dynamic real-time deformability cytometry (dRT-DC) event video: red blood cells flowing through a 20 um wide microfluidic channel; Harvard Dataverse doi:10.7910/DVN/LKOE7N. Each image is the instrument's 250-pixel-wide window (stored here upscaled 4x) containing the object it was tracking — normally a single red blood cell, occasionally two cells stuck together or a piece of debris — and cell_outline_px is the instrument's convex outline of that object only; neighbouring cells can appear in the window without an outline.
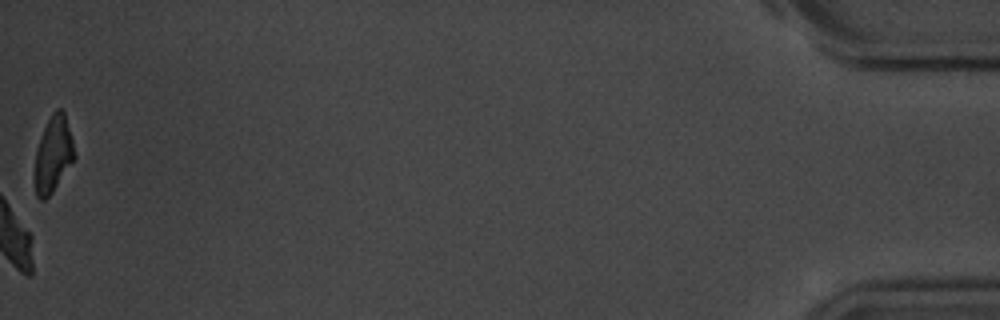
{"species": "common noctule bat (a hibernating species)", "species_latin": "Nyctalus noctula", "temperature_condition": "room temperature", "stored_images_in_passage": 55, "camera_frame_rate_fps": 3000, "um_per_image_px": 0.085, "animal": {"sex": "male", "body_mass_g": 20.1, "forearm_length_mm": 53.5}, "frame": {"image": 1, "passage_image": 55, "time_ms": 18.0, "image_size_px": [1000, 320], "cell_outline_px": [[76, 156], [52, 192], [44, 200], [40, 200], [36, 196], [32, 176], [36, 152], [40, 136], [52, 112], [56, 108], [60, 108], [64, 112], [72, 140]], "centroid_in_image_um": [4.47, 13.15], "position_along_channel_um": 430.7, "area_um2": 17.69}, "authors_computed_cell_mechanics": {"area_um2": 19.5364, "velocity_mm_per_s": 3.6312, "shape_relaxation_time_tau1_ms": 2.0655, "shape_relaxation_time_tau2_ms": 5.2585, "deformation_change_tau1": 0.0966, "deformation_change_tau2": 0.1149}}